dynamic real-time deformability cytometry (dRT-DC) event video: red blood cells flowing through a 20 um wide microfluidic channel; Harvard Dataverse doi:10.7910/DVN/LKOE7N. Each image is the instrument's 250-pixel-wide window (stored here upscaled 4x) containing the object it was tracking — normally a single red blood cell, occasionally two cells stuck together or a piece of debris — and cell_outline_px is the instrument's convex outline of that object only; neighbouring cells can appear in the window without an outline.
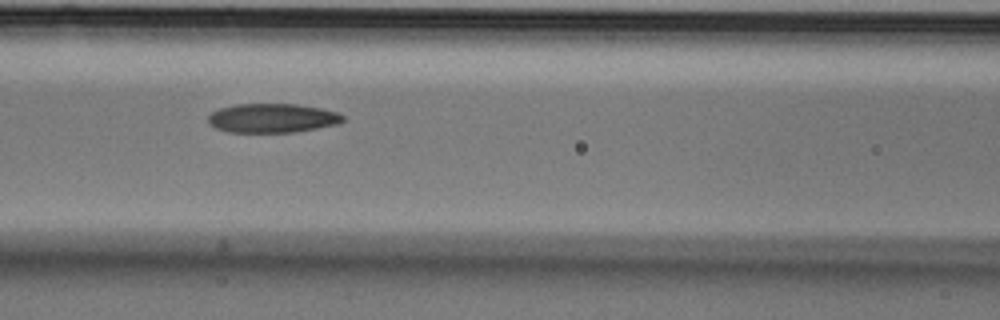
{"species": "Egyptian fruit bat (a non-hibernating species)", "species_latin": "Rousettus aegyptiacus", "temperature_condition": "cold", "stored_images_in_passage": 11, "camera_frame_rate_fps": 3000, "um_per_image_px": 0.085, "animal": {"sex": "male"}, "frame": {"image": 1, "passage_image": 7, "time_ms": 2.0, "image_size_px": [1000, 320], "cell_outline_px": [[344, 120], [340, 124], [296, 132], [228, 132], [216, 128], [208, 124], [208, 116], [212, 112], [220, 108], [236, 104], [296, 104], [320, 108], [336, 112], [344, 116]], "centroid_in_image_um": [23.15, 10.04], "position_along_channel_um": 143.5, "area_um2": 22.95}}
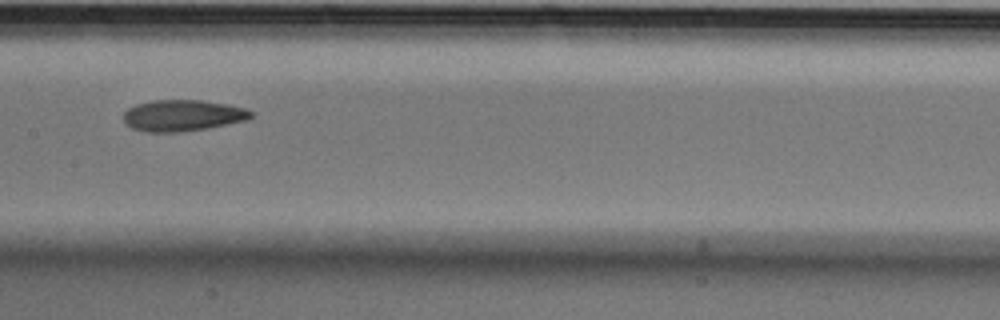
{"frame": {"image": 2, "passage_image": 8, "time_ms": 2.333, "image_size_px": [1000, 320], "cell_outline_px": [[252, 116], [248, 120], [208, 128], [180, 132], [144, 132], [132, 128], [124, 120], [124, 112], [128, 108], [136, 104], [152, 100], [204, 100], [228, 104], [248, 108], [252, 112]], "centroid_in_image_um": [15.55, 9.81], "position_along_channel_um": 191.8, "area_um2": 23.47}}
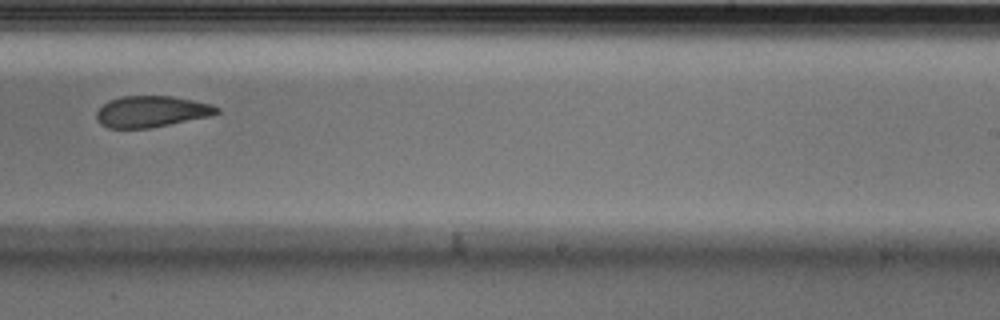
{"frame": {"image": 3, "passage_image": 10, "time_ms": 3.0, "image_size_px": [1000, 320], "cell_outline_px": [[220, 112], [212, 116], [148, 128], [108, 128], [100, 124], [96, 116], [96, 112], [108, 100], [120, 96], [172, 96], [212, 104], [220, 108]], "centroid_in_image_um": [12.89, 9.47], "position_along_channel_um": 276.1, "area_um2": 21.96}}